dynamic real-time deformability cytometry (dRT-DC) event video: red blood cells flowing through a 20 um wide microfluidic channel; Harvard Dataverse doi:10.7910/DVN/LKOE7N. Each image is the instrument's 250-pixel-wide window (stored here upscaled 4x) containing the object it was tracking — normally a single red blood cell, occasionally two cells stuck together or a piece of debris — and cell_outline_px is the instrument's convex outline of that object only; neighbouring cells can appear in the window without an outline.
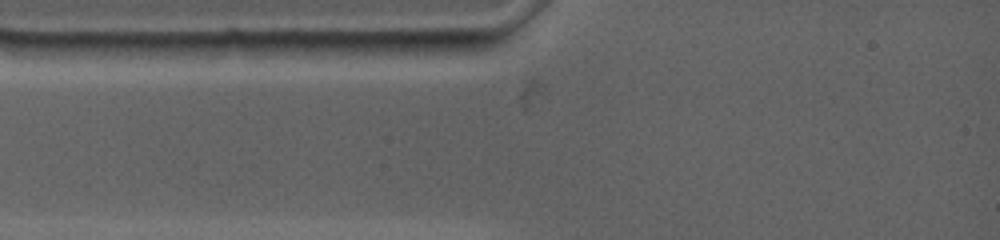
{"species": "common noctule bat (a hibernating species)", "species_latin": "Nyctalus noctula", "temperature_condition": "warm", "stored_images_in_passage": 3, "camera_frame_rate_fps": 4500, "um_per_image_px": 0.085, "animal": {"sex": "female", "body_mass_g": 19.0, "forearm_length_mm": 53.3}, "frame": {"image": 1, "passage_image": 1, "time_ms": 0.0, "image_size_px": [1000, 240], "cell_outline_px": [[168, 44], [160, 60], [68, 60], [36, 44], [72, 40], [140, 40]], "centroid_in_image_um": [9.09, 4.24], "position_along_channel_um": 75.9, "area_um2": 15.84}}